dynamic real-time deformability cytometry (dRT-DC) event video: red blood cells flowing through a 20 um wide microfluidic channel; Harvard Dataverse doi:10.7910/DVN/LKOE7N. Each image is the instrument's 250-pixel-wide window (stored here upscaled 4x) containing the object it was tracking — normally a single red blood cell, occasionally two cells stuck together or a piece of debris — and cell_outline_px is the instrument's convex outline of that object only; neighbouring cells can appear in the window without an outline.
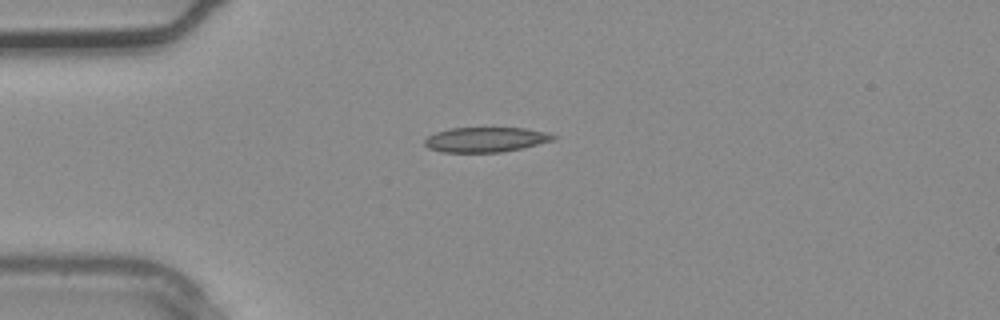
{"species": "common noctule bat (a hibernating species)", "species_latin": "Nyctalus noctula", "temperature_condition": "warm", "stored_images_in_passage": 3, "camera_frame_rate_fps": 3000, "um_per_image_px": 0.085, "animal": {"sex": "male", "body_mass_g": 20.4}, "frame": {"image": 1, "passage_image": 3, "time_ms": 0.667, "image_size_px": [1000, 320], "cell_outline_px": [[556, 140], [520, 148], [500, 152], [440, 152], [428, 148], [424, 144], [424, 140], [428, 136], [436, 132], [452, 128], [524, 128], [548, 132], [556, 136]], "centroid_in_image_um": [41.28, 11.86], "position_along_channel_um": 43.7, "area_um2": 18.61}}